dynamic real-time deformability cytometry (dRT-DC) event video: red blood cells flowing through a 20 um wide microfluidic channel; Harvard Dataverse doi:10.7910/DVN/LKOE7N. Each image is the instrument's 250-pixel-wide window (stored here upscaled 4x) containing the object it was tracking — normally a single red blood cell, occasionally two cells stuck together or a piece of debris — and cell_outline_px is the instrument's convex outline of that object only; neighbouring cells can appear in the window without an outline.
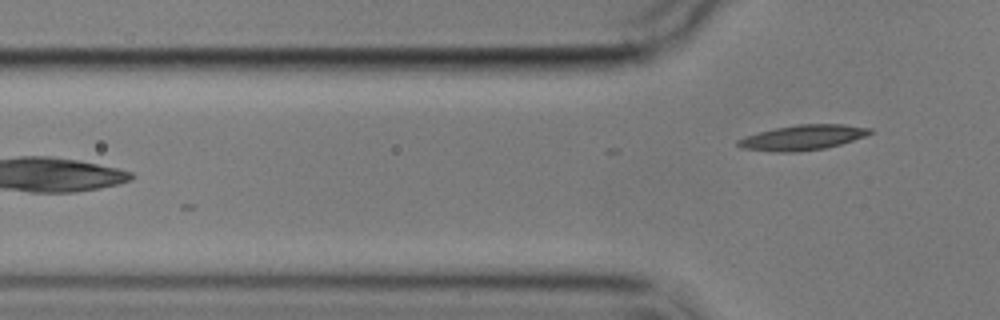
{"species": "common noctule bat (a hibernating species)", "species_latin": "Nyctalus noctula", "temperature_condition": "cold", "stored_images_in_passage": 5, "camera_frame_rate_fps": 3000, "um_per_image_px": 0.085, "animal": {"sex": "male", "body_mass_g": 17.9}, "frame": {"image": 1, "passage_image": 5, "time_ms": 5.0, "image_size_px": [1000, 320], "cell_outline_px": [[872, 132], [864, 136], [840, 144], [824, 148], [796, 152], [776, 152], [740, 148], [736, 144], [736, 140], [760, 132], [776, 128], [800, 124], [844, 124], [872, 128]], "centroid_in_image_um": [68.22, 11.69], "position_along_channel_um": 57.6, "area_um2": 19.07}}